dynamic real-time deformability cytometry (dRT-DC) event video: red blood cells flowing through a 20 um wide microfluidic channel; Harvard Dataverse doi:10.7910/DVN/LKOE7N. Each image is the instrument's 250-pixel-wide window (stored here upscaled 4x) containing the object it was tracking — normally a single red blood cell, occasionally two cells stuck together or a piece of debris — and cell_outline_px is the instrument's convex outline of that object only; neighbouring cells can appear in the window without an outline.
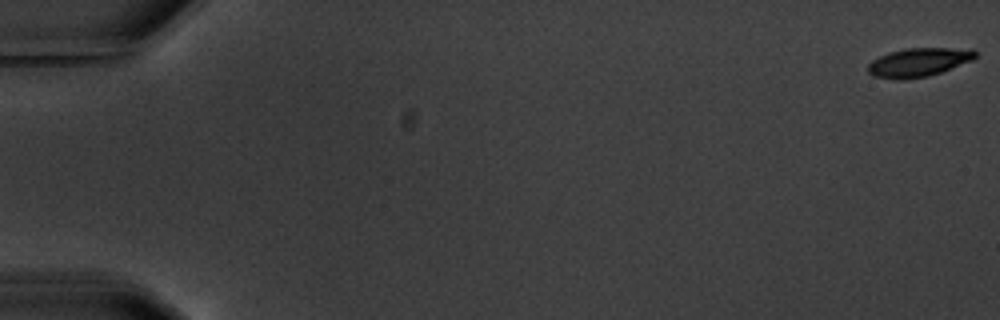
{"species": "common noctule bat (a hibernating species)", "species_latin": "Nyctalus noctula", "temperature_condition": "warm", "stored_images_in_passage": 5, "camera_frame_rate_fps": 3000, "um_per_image_px": 0.085, "animal": {"sex": "male", "body_mass_g": 20.1, "forearm_length_mm": 53.5}, "frame": {"image": 1, "passage_image": 1, "time_ms": 0.0, "image_size_px": [1000, 320], "cell_outline_px": [[980, 52], [972, 60], [940, 72], [928, 76], [904, 80], [896, 80], [872, 76], [868, 72], [868, 64], [872, 60], [888, 52], [904, 48], [976, 48]], "centroid_in_image_um": [78.1, 5.28], "position_along_channel_um": 6.9, "area_um2": 18.26}}